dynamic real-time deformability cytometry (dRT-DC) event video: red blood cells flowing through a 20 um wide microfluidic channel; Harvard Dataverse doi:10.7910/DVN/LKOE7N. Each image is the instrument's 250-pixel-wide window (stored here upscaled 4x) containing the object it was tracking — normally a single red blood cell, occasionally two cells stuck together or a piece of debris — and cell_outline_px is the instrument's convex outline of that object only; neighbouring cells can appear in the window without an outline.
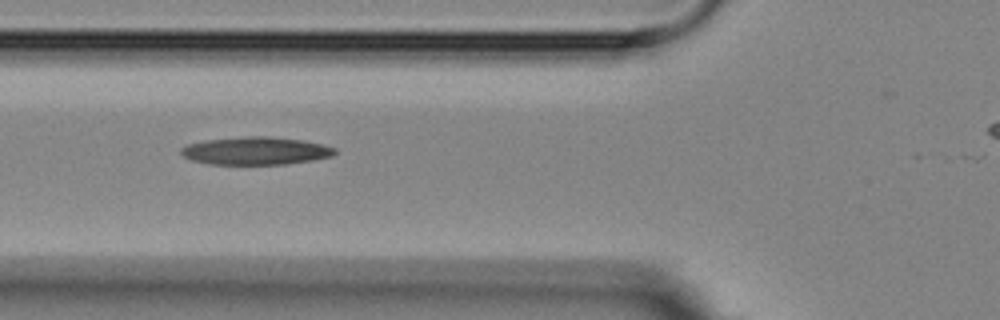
{"species": "Egyptian fruit bat (a non-hibernating species)", "species_latin": "Rousettus aegyptiacus", "temperature_condition": "room temperature", "stored_images_in_passage": 2, "camera_frame_rate_fps": 3000, "um_per_image_px": 0.085, "animal": {"sex": "female"}, "frame": {"image": 1, "passage_image": 2, "time_ms": 1.0, "image_size_px": [1000, 320], "cell_outline_px": [[336, 152], [332, 156], [312, 160], [288, 164], [208, 164], [192, 160], [184, 156], [180, 152], [180, 148], [188, 144], [204, 140], [248, 136], [268, 136], [304, 140], [336, 148]], "centroid_in_image_um": [21.73, 12.82], "position_along_channel_um": 104.1, "area_um2": 24.91}}